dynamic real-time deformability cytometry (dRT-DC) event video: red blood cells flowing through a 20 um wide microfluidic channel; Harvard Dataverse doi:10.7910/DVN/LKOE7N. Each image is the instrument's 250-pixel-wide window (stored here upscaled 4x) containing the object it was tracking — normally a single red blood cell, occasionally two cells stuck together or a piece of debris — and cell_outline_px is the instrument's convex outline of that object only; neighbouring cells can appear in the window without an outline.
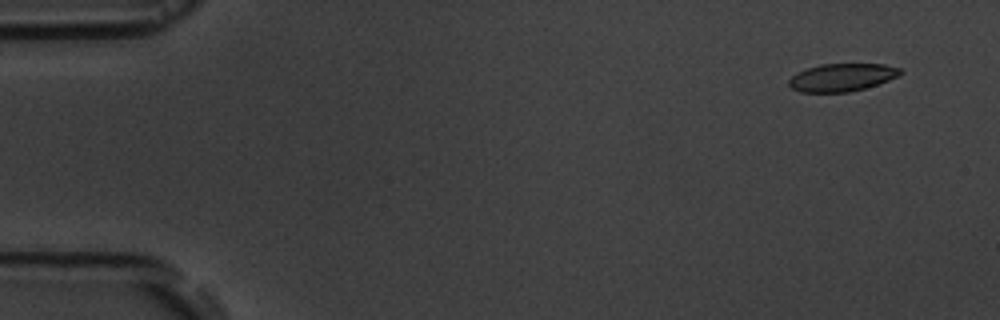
{"species": "common noctule bat (a hibernating species)", "species_latin": "Nyctalus noctula", "temperature_condition": "room temperature", "stored_images_in_passage": 5, "camera_frame_rate_fps": 3000, "um_per_image_px": 0.085, "animal": {"sex": "male", "body_mass_g": 19.5, "forearm_length_mm": 54.6}, "frame": {"image": 1, "passage_image": 1, "time_ms": 0.0, "image_size_px": [1000, 320], "cell_outline_px": [[904, 72], [900, 76], [880, 84], [848, 92], [800, 92], [792, 88], [788, 84], [788, 80], [796, 72], [820, 64], [884, 64], [900, 68]], "centroid_in_image_um": [71.6, 6.57], "position_along_channel_um": 13.4, "area_um2": 18.21}}
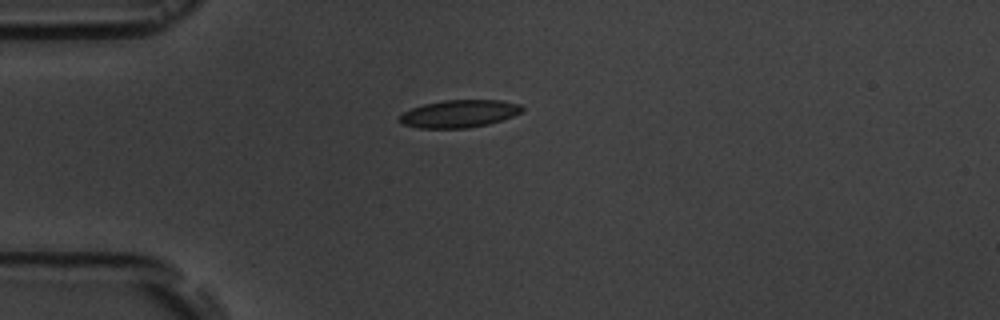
{"frame": {"image": 2, "passage_image": 4, "time_ms": 3.667, "image_size_px": [1000, 320], "cell_outline_px": [[524, 112], [488, 124], [468, 128], [416, 128], [404, 124], [400, 120], [400, 116], [404, 112], [412, 108], [424, 104], [444, 100], [500, 100], [520, 104], [524, 108]], "centroid_in_image_um": [39.07, 9.66], "position_along_channel_um": 45.9, "area_um2": 19.59}}